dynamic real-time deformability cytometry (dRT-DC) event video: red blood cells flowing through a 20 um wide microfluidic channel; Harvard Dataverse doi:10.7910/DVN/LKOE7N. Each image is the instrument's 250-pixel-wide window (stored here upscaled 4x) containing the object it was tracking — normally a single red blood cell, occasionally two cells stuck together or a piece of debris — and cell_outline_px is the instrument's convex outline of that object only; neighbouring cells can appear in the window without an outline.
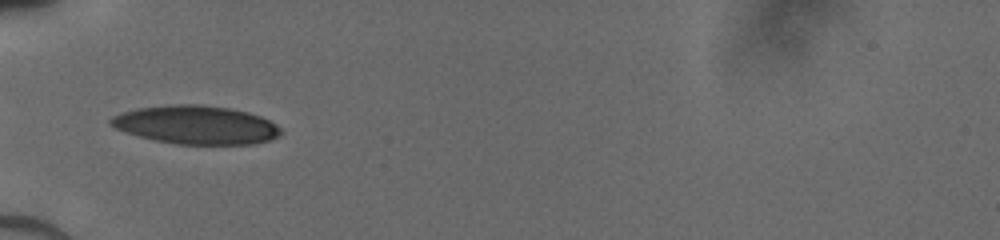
{"species": "human", "species_latin": "Homo sapiens", "temperature_condition": "cold", "stored_images_in_passage": 31, "camera_frame_rate_fps": 3000, "um_per_image_px": 0.085, "donor": {"sex": "male"}, "frame": {"image": 1, "passage_image": 1, "time_ms": 0.0, "image_size_px": [1000, 240], "cell_outline_px": [[280, 136], [268, 140], [252, 144], [176, 144], [156, 140], [124, 132], [108, 124], [108, 120], [112, 116], [124, 112], [140, 108], [176, 104], [196, 104], [228, 108], [248, 112], [260, 116], [268, 120], [280, 128]], "centroid_in_image_um": [16.64, 10.62], "position_along_channel_um": 68.4, "area_um2": 37.74}}
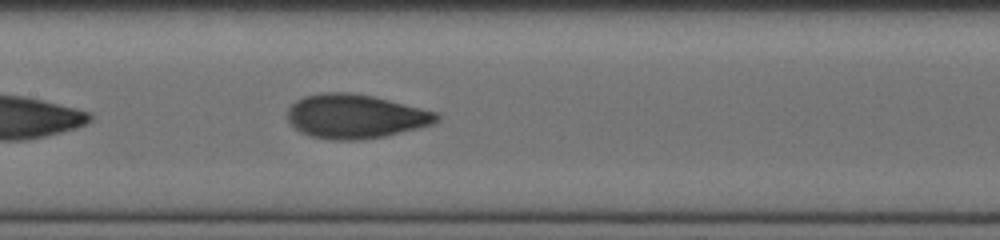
{"frame": {"image": 2, "passage_image": 9, "time_ms": 2.667, "image_size_px": [1000, 240], "cell_outline_px": [[440, 120], [432, 124], [384, 136], [360, 140], [328, 140], [312, 136], [300, 132], [288, 120], [288, 108], [296, 100], [304, 96], [324, 92], [352, 92], [372, 96], [440, 112]], "centroid_in_image_um": [30.22, 9.88], "position_along_channel_um": 177.2, "area_um2": 38.38}}
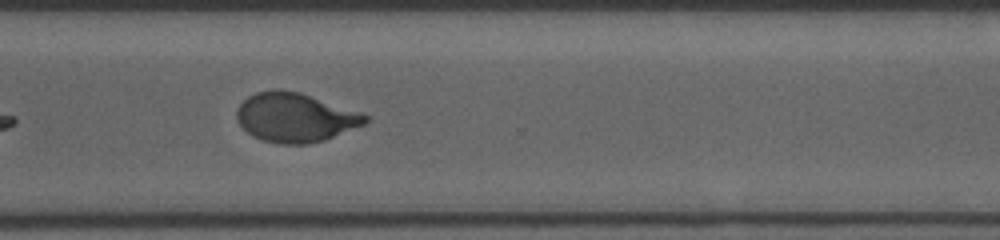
{"frame": {"image": 3, "passage_image": 21, "time_ms": 6.667, "image_size_px": [1000, 240], "cell_outline_px": [[368, 120], [364, 124], [324, 140], [308, 144], [280, 144], [264, 140], [248, 132], [240, 124], [236, 116], [236, 112], [240, 104], [248, 96], [256, 92], [300, 92], [360, 112], [368, 116]], "centroid_in_image_um": [25.11, 10.01], "position_along_channel_um": 345.5, "area_um2": 35.84}}